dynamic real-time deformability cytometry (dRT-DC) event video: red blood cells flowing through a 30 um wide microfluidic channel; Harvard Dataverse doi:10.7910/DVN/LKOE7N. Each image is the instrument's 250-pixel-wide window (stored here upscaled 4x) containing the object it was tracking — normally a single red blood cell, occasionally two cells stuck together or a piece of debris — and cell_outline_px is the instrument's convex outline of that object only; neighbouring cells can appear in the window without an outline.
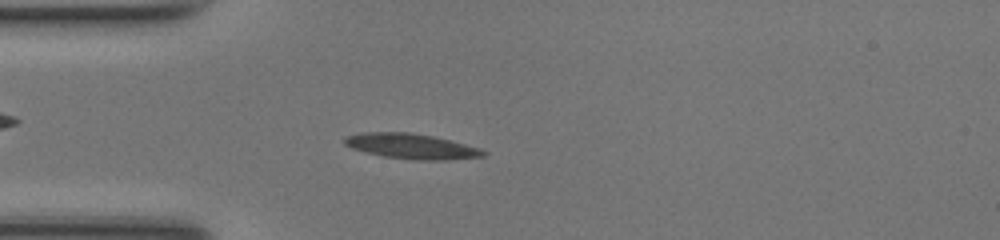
{"species": "common noctule bat (a hibernating species)", "species_latin": "Nyctalus noctula", "temperature_condition": "room temperature", "stored_images_in_passage": 39, "camera_frame_rate_fps": 3000, "um_per_image_px": 0.085, "animal": {"sex": "female", "body_mass_g": 17.0, "forearm_length_mm": 48.0}, "frame": {"image": 1, "passage_image": 4, "time_ms": 1.0, "image_size_px": [1000, 240], "cell_outline_px": [[488, 152], [484, 156], [448, 160], [416, 160], [384, 156], [352, 148], [344, 144], [344, 136], [364, 132], [408, 132], [432, 136], [480, 148]], "centroid_in_image_um": [34.97, 12.43], "position_along_channel_um": 50.0, "area_um2": 20.17}}
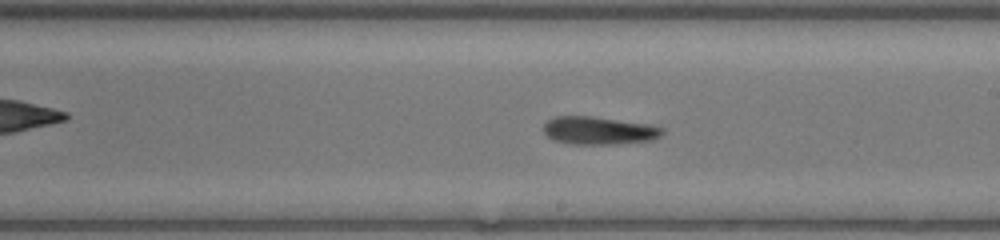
{"frame": {"image": 2, "passage_image": 18, "time_ms": 5.667, "image_size_px": [1000, 240], "cell_outline_px": [[664, 132], [660, 136], [652, 140], [616, 144], [572, 144], [552, 140], [544, 132], [544, 124], [548, 120], [556, 116], [592, 116], [652, 124], [664, 128]], "centroid_in_image_um": [50.93, 11.09], "position_along_channel_um": 238.1, "area_um2": 19.48}}
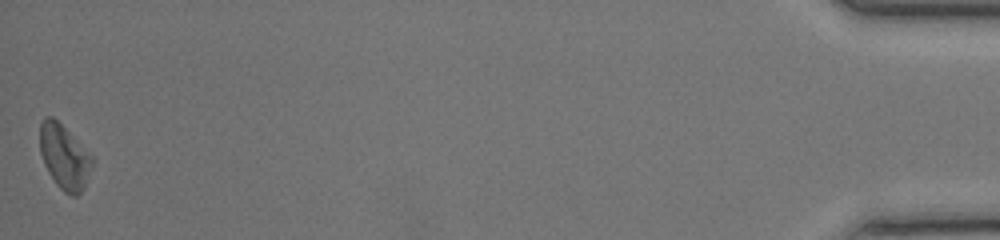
{"frame": {"image": 3, "passage_image": 39, "time_ms": 12.667, "image_size_px": [1000, 240], "cell_outline_px": [[96, 160], [84, 188], [76, 196], [72, 196], [64, 192], [56, 184], [48, 172], [44, 164], [40, 152], [40, 124], [44, 116], [52, 116]], "centroid_in_image_um": [5.48, 13.36], "position_along_channel_um": 429.7, "area_um2": 19.59}, "authors_computed_cell_mechanics": {"area_um2": 19.4786, "velocity_mm_per_s": 4.2362, "shape_relaxation_time_tau1_ms": 4.4592, "shape_relaxation_time_tau2_ms": 2.7978, "deformation_change_tau1": 0.1389, "deformation_change_tau2": 0.1236}}